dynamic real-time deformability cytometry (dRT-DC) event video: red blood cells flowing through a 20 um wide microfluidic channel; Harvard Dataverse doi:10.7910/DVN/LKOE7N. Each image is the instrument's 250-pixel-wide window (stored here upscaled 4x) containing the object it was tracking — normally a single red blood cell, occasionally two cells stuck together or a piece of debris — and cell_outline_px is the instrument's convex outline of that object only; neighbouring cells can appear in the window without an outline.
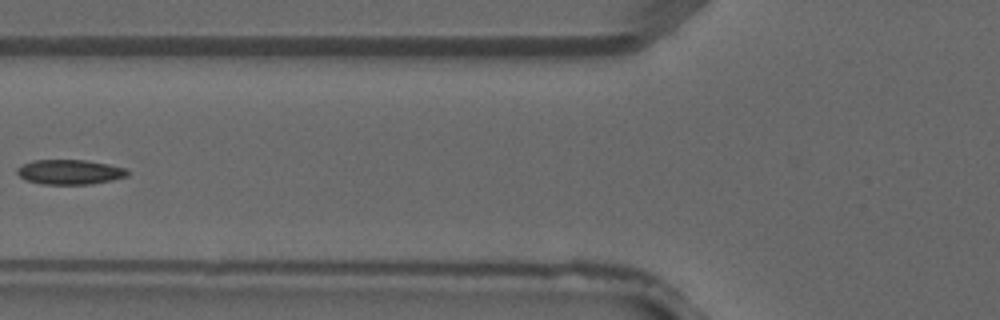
{"species": "common noctule bat (a hibernating species)", "species_latin": "Nyctalus noctula", "temperature_condition": "warm", "stored_images_in_passage": 4, "camera_frame_rate_fps": 3000, "um_per_image_px": 0.085, "animal": {"sex": "male", "forearm_length_mm": 52.5}, "frame": {"image": 1, "passage_image": 4, "time_ms": 1.0, "image_size_px": [1000, 320], "cell_outline_px": [[128, 176], [112, 180], [88, 184], [44, 184], [24, 180], [16, 172], [16, 168], [32, 160], [84, 160], [108, 164], [124, 168], [128, 172]], "centroid_in_image_um": [5.9, 14.62], "position_along_channel_um": 119.9, "area_um2": 15.84}}